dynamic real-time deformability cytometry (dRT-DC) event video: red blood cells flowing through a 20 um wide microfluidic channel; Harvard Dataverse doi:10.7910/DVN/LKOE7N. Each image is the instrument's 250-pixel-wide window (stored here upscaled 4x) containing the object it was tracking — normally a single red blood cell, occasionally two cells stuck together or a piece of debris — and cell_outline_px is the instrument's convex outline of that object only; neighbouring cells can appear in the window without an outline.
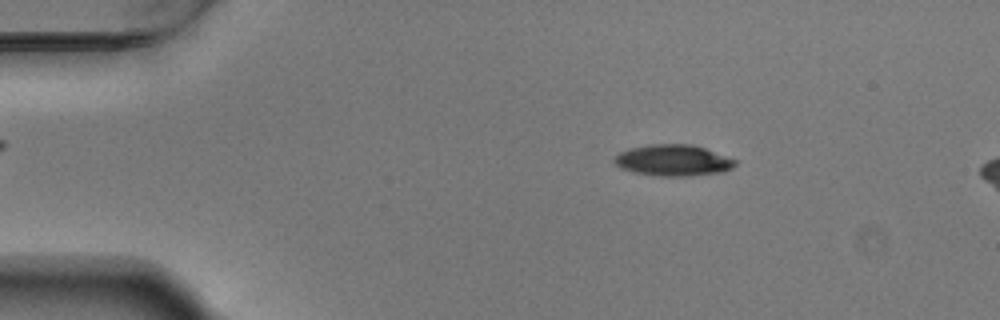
{"species": "Egyptian fruit bat (a non-hibernating species)", "species_latin": "Rousettus aegyptiacus", "temperature_condition": "warm", "stored_images_in_passage": 15, "camera_frame_rate_fps": 3000, "um_per_image_px": 0.085, "animal": {"sex": "male"}, "frame": {"image": 1, "passage_image": 9, "time_ms": 2.667, "image_size_px": [1000, 320], "cell_outline_px": [[736, 164], [732, 168], [724, 172], [688, 176], [660, 176], [632, 172], [620, 168], [612, 160], [620, 152], [628, 148], [648, 144], [692, 144], [704, 148], [736, 160]], "centroid_in_image_um": [57.19, 13.63], "position_along_channel_um": 27.8, "area_um2": 22.08}}